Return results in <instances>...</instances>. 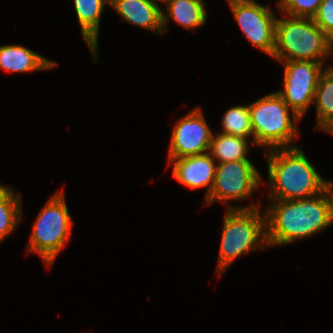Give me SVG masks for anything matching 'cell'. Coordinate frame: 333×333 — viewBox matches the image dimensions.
I'll return each instance as SVG.
<instances>
[{"mask_svg": "<svg viewBox=\"0 0 333 333\" xmlns=\"http://www.w3.org/2000/svg\"><path fill=\"white\" fill-rule=\"evenodd\" d=\"M267 162L266 200H303L322 193L333 181L323 178L298 147L264 151Z\"/></svg>", "mask_w": 333, "mask_h": 333, "instance_id": "obj_2", "label": "cell"}, {"mask_svg": "<svg viewBox=\"0 0 333 333\" xmlns=\"http://www.w3.org/2000/svg\"><path fill=\"white\" fill-rule=\"evenodd\" d=\"M227 4L245 39L273 58L277 15L270 3L262 5L255 0H231Z\"/></svg>", "mask_w": 333, "mask_h": 333, "instance_id": "obj_9", "label": "cell"}, {"mask_svg": "<svg viewBox=\"0 0 333 333\" xmlns=\"http://www.w3.org/2000/svg\"><path fill=\"white\" fill-rule=\"evenodd\" d=\"M72 2L81 29V39L89 48L94 63H97L100 21L105 7L110 6V0H73Z\"/></svg>", "mask_w": 333, "mask_h": 333, "instance_id": "obj_14", "label": "cell"}, {"mask_svg": "<svg viewBox=\"0 0 333 333\" xmlns=\"http://www.w3.org/2000/svg\"><path fill=\"white\" fill-rule=\"evenodd\" d=\"M283 89L277 93L301 119L314 103L315 91L326 64L313 61H283Z\"/></svg>", "mask_w": 333, "mask_h": 333, "instance_id": "obj_8", "label": "cell"}, {"mask_svg": "<svg viewBox=\"0 0 333 333\" xmlns=\"http://www.w3.org/2000/svg\"><path fill=\"white\" fill-rule=\"evenodd\" d=\"M216 261V274L222 276L242 255L268 248L266 215L262 207L226 210Z\"/></svg>", "mask_w": 333, "mask_h": 333, "instance_id": "obj_3", "label": "cell"}, {"mask_svg": "<svg viewBox=\"0 0 333 333\" xmlns=\"http://www.w3.org/2000/svg\"><path fill=\"white\" fill-rule=\"evenodd\" d=\"M252 145L255 146L253 139L227 135L218 131L212 135L209 153L216 163L250 160L247 155Z\"/></svg>", "mask_w": 333, "mask_h": 333, "instance_id": "obj_18", "label": "cell"}, {"mask_svg": "<svg viewBox=\"0 0 333 333\" xmlns=\"http://www.w3.org/2000/svg\"><path fill=\"white\" fill-rule=\"evenodd\" d=\"M249 112L256 148L261 147L267 151L298 147L295 145L300 133L297 124L302 119L284 102L277 91L250 103Z\"/></svg>", "mask_w": 333, "mask_h": 333, "instance_id": "obj_4", "label": "cell"}, {"mask_svg": "<svg viewBox=\"0 0 333 333\" xmlns=\"http://www.w3.org/2000/svg\"><path fill=\"white\" fill-rule=\"evenodd\" d=\"M58 63L18 44L0 45V69L9 73L54 70Z\"/></svg>", "mask_w": 333, "mask_h": 333, "instance_id": "obj_13", "label": "cell"}, {"mask_svg": "<svg viewBox=\"0 0 333 333\" xmlns=\"http://www.w3.org/2000/svg\"><path fill=\"white\" fill-rule=\"evenodd\" d=\"M265 205L268 248L289 246L333 225V182L308 199L266 200Z\"/></svg>", "mask_w": 333, "mask_h": 333, "instance_id": "obj_1", "label": "cell"}, {"mask_svg": "<svg viewBox=\"0 0 333 333\" xmlns=\"http://www.w3.org/2000/svg\"><path fill=\"white\" fill-rule=\"evenodd\" d=\"M22 195L12 186L0 187V245L15 233L24 219Z\"/></svg>", "mask_w": 333, "mask_h": 333, "instance_id": "obj_17", "label": "cell"}, {"mask_svg": "<svg viewBox=\"0 0 333 333\" xmlns=\"http://www.w3.org/2000/svg\"><path fill=\"white\" fill-rule=\"evenodd\" d=\"M172 168V177L190 190L206 188L204 200L209 196L214 183L217 163L209 152L167 160V167Z\"/></svg>", "mask_w": 333, "mask_h": 333, "instance_id": "obj_11", "label": "cell"}, {"mask_svg": "<svg viewBox=\"0 0 333 333\" xmlns=\"http://www.w3.org/2000/svg\"><path fill=\"white\" fill-rule=\"evenodd\" d=\"M323 0H279L276 7L292 17L313 18Z\"/></svg>", "mask_w": 333, "mask_h": 333, "instance_id": "obj_20", "label": "cell"}, {"mask_svg": "<svg viewBox=\"0 0 333 333\" xmlns=\"http://www.w3.org/2000/svg\"><path fill=\"white\" fill-rule=\"evenodd\" d=\"M315 127L325 134L333 135V68L326 65L315 91Z\"/></svg>", "mask_w": 333, "mask_h": 333, "instance_id": "obj_16", "label": "cell"}, {"mask_svg": "<svg viewBox=\"0 0 333 333\" xmlns=\"http://www.w3.org/2000/svg\"><path fill=\"white\" fill-rule=\"evenodd\" d=\"M333 56V36L329 38V57ZM329 67L333 68V65L328 64Z\"/></svg>", "mask_w": 333, "mask_h": 333, "instance_id": "obj_22", "label": "cell"}, {"mask_svg": "<svg viewBox=\"0 0 333 333\" xmlns=\"http://www.w3.org/2000/svg\"><path fill=\"white\" fill-rule=\"evenodd\" d=\"M275 24L273 58L283 61H313L325 64L329 57V38L312 18L292 17L283 13Z\"/></svg>", "mask_w": 333, "mask_h": 333, "instance_id": "obj_6", "label": "cell"}, {"mask_svg": "<svg viewBox=\"0 0 333 333\" xmlns=\"http://www.w3.org/2000/svg\"><path fill=\"white\" fill-rule=\"evenodd\" d=\"M151 1L157 3L158 5H161V7H163L162 4H165L168 0H151ZM159 2H161V4Z\"/></svg>", "mask_w": 333, "mask_h": 333, "instance_id": "obj_23", "label": "cell"}, {"mask_svg": "<svg viewBox=\"0 0 333 333\" xmlns=\"http://www.w3.org/2000/svg\"><path fill=\"white\" fill-rule=\"evenodd\" d=\"M312 20L328 38L333 36V0H323Z\"/></svg>", "mask_w": 333, "mask_h": 333, "instance_id": "obj_21", "label": "cell"}, {"mask_svg": "<svg viewBox=\"0 0 333 333\" xmlns=\"http://www.w3.org/2000/svg\"><path fill=\"white\" fill-rule=\"evenodd\" d=\"M121 21L163 35L162 7L151 0H110Z\"/></svg>", "mask_w": 333, "mask_h": 333, "instance_id": "obj_12", "label": "cell"}, {"mask_svg": "<svg viewBox=\"0 0 333 333\" xmlns=\"http://www.w3.org/2000/svg\"><path fill=\"white\" fill-rule=\"evenodd\" d=\"M162 8L163 35L169 32V21L173 20L186 30L196 32L207 22V5L204 0H168ZM195 31V32H194Z\"/></svg>", "mask_w": 333, "mask_h": 333, "instance_id": "obj_15", "label": "cell"}, {"mask_svg": "<svg viewBox=\"0 0 333 333\" xmlns=\"http://www.w3.org/2000/svg\"><path fill=\"white\" fill-rule=\"evenodd\" d=\"M251 160L217 163L214 183L209 196L203 200L205 206L222 202L226 210L255 209L263 205L259 201L247 205H233L249 200L265 184L258 168ZM216 202V203H215ZM232 202V203H231Z\"/></svg>", "mask_w": 333, "mask_h": 333, "instance_id": "obj_7", "label": "cell"}, {"mask_svg": "<svg viewBox=\"0 0 333 333\" xmlns=\"http://www.w3.org/2000/svg\"><path fill=\"white\" fill-rule=\"evenodd\" d=\"M65 196L62 188L49 197L35 218L28 240L27 253L37 254L48 269L71 240L74 223Z\"/></svg>", "mask_w": 333, "mask_h": 333, "instance_id": "obj_5", "label": "cell"}, {"mask_svg": "<svg viewBox=\"0 0 333 333\" xmlns=\"http://www.w3.org/2000/svg\"><path fill=\"white\" fill-rule=\"evenodd\" d=\"M201 107L178 118L171 130L168 159L190 157L209 152L212 135Z\"/></svg>", "mask_w": 333, "mask_h": 333, "instance_id": "obj_10", "label": "cell"}, {"mask_svg": "<svg viewBox=\"0 0 333 333\" xmlns=\"http://www.w3.org/2000/svg\"><path fill=\"white\" fill-rule=\"evenodd\" d=\"M219 133L253 139L249 104L235 105L226 110Z\"/></svg>", "mask_w": 333, "mask_h": 333, "instance_id": "obj_19", "label": "cell"}]
</instances>
